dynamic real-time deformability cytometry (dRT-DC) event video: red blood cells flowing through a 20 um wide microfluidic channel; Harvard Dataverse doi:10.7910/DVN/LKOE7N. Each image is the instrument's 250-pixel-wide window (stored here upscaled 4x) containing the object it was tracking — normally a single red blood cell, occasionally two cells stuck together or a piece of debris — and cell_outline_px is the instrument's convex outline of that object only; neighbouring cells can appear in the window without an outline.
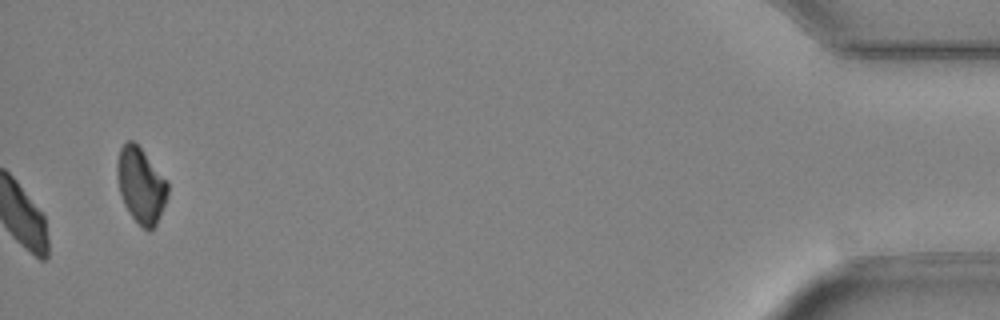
{"species": "Egyptian fruit bat (a non-hibernating species)", "species_latin": "Rousettus aegyptiacus", "temperature_condition": "cold", "stored_images_in_passage": 34, "camera_frame_rate_fps": 3000, "um_per_image_px": 0.085, "animal": {"sex": "female"}, "frame": {"image": 1, "passage_image": 34, "time_ms": 11.0, "image_size_px": [1000, 320], "cell_outline_px": [[168, 196], [156, 224], [148, 232], [132, 216], [124, 204], [120, 192], [116, 172], [116, 160], [120, 148], [128, 140], [132, 140], [140, 148], [168, 180]], "centroid_in_image_um": [11.98, 15.73], "position_along_channel_um": 423.2, "area_um2": 22.08}}